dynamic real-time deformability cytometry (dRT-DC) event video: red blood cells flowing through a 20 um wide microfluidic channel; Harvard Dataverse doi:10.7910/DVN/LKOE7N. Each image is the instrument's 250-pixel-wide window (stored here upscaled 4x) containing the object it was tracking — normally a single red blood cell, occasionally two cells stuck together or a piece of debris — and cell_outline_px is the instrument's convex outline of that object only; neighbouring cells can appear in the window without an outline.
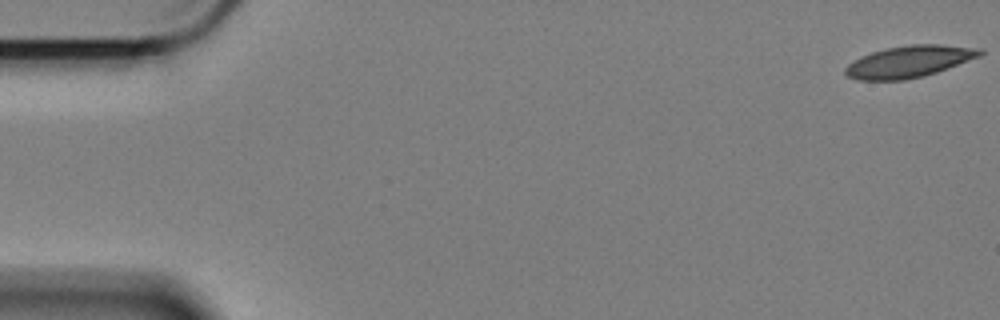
{"species": "Egyptian fruit bat (a non-hibernating species)", "species_latin": "Rousettus aegyptiacus", "temperature_condition": "cold", "stored_images_in_passage": 54, "camera_frame_rate_fps": 3000, "um_per_image_px": 0.085, "animal": {"sex": "female"}, "frame": {"image": 1, "passage_image": 1, "time_ms": 0.0, "image_size_px": [1000, 320], "cell_outline_px": [[984, 52], [980, 56], [936, 72], [924, 76], [904, 80], [856, 80], [848, 76], [844, 72], [844, 68], [848, 64], [860, 56], [884, 48], [912, 44], [940, 44], [984, 48]], "centroid_in_image_um": [77.27, 5.22], "position_along_channel_um": 7.7, "area_um2": 25.03}}
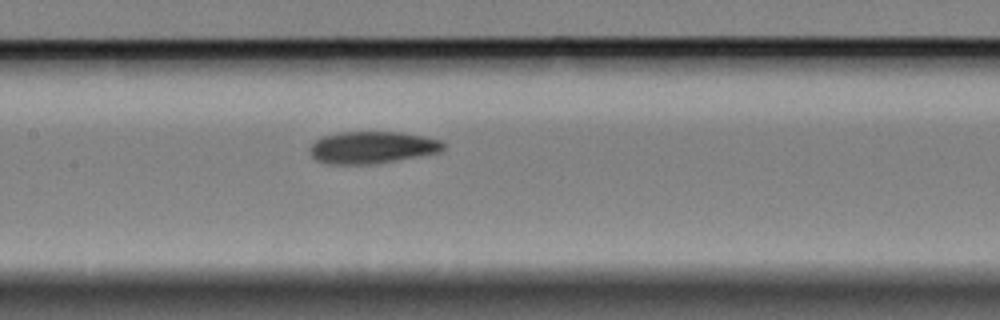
{"frame": {"image": 2, "passage_image": 28, "time_ms": 9.0, "image_size_px": [1000, 320], "cell_outline_px": [[448, 148], [440, 152], [420, 156], [396, 160], [368, 164], [328, 164], [316, 160], [312, 156], [312, 144], [316, 140], [324, 136], [340, 132], [400, 132], [440, 140], [448, 144]], "centroid_in_image_um": [31.7, 12.53], "position_along_channel_um": 175.7, "area_um2": 24.8}}
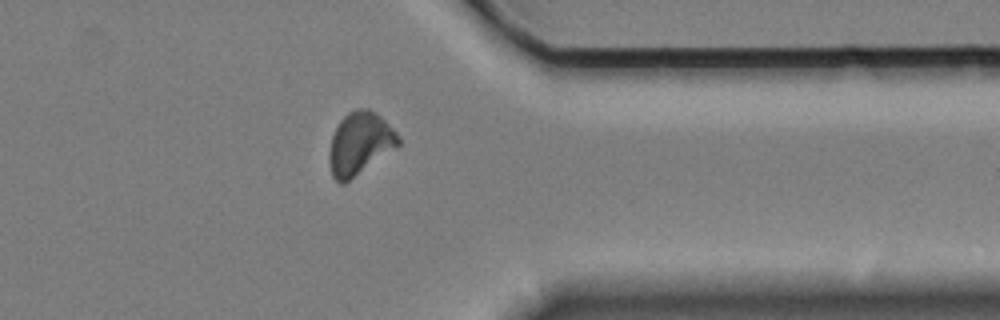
{"frame": {"image": 3, "passage_image": 47, "time_ms": 15.333, "image_size_px": [1000, 320], "cell_outline_px": [[400, 144], [344, 184], [340, 184], [332, 176], [328, 160], [328, 152], [332, 136], [340, 120], [348, 112], [356, 108], [368, 108], [376, 112], [400, 136]], "centroid_in_image_um": [30.55, 12.19], "position_along_channel_um": 380.8, "area_um2": 25.09}}